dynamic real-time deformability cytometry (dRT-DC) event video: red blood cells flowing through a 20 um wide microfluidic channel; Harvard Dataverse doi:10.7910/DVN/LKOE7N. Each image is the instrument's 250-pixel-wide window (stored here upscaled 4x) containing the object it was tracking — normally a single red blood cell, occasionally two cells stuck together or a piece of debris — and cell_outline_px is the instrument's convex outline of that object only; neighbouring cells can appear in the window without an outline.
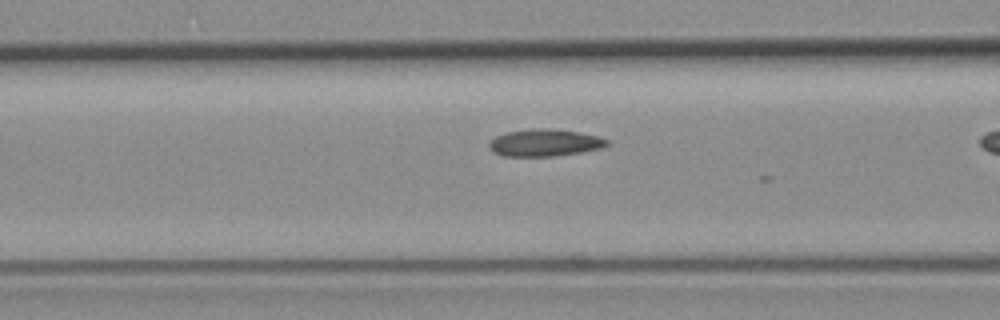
{"species": "common noctule bat (a hibernating species)", "species_latin": "Nyctalus noctula", "temperature_condition": "room temperature", "stored_images_in_passage": 8, "camera_frame_rate_fps": 3000, "um_per_image_px": 0.085, "animal": {"sex": "female", "body_mass_g": 19.3, "forearm_length_mm": 54.1}, "frame": {"image": 1, "passage_image": 5, "time_ms": 1.333, "image_size_px": [1000, 320], "cell_outline_px": [[608, 144], [600, 148], [580, 152], [552, 156], [504, 156], [492, 152], [488, 148], [488, 144], [496, 136], [508, 132], [536, 128], [552, 128], [576, 132], [596, 136], [608, 140]], "centroid_in_image_um": [46.25, 12.13], "position_along_channel_um": 120.4, "area_um2": 18.38}}